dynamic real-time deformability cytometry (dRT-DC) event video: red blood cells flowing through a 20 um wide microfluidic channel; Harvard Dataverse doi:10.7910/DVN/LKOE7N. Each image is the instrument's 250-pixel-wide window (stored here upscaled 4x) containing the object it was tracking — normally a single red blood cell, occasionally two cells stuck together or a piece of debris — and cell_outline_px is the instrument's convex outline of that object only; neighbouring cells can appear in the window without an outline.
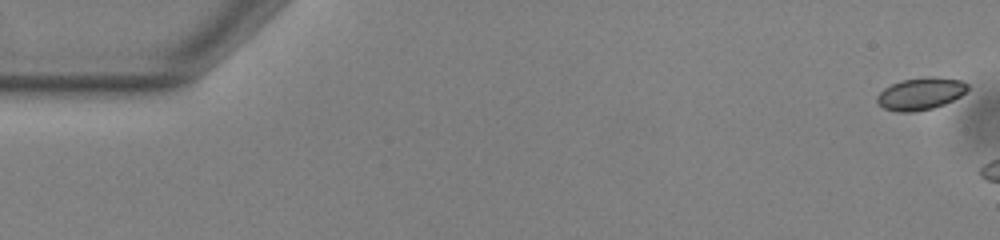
{"species": "common noctule bat (a hibernating species)", "species_latin": "Nyctalus noctula", "temperature_condition": "warm", "stored_images_in_passage": 6, "camera_frame_rate_fps": 3000, "um_per_image_px": 0.085, "animal": {"sex": "male", "body_mass_g": 13.0, "forearm_length_mm": 53.1}, "frame": {"image": 1, "passage_image": 1, "time_ms": 0.0, "image_size_px": [1000, 240], "cell_outline_px": [[968, 88], [960, 96], [944, 104], [932, 108], [912, 112], [896, 112], [884, 108], [876, 100], [876, 96], [884, 88], [900, 80], [924, 76], [936, 76], [960, 80], [968, 84]], "centroid_in_image_um": [78.23, 7.95], "position_along_channel_um": 6.8, "area_um2": 17.05}}